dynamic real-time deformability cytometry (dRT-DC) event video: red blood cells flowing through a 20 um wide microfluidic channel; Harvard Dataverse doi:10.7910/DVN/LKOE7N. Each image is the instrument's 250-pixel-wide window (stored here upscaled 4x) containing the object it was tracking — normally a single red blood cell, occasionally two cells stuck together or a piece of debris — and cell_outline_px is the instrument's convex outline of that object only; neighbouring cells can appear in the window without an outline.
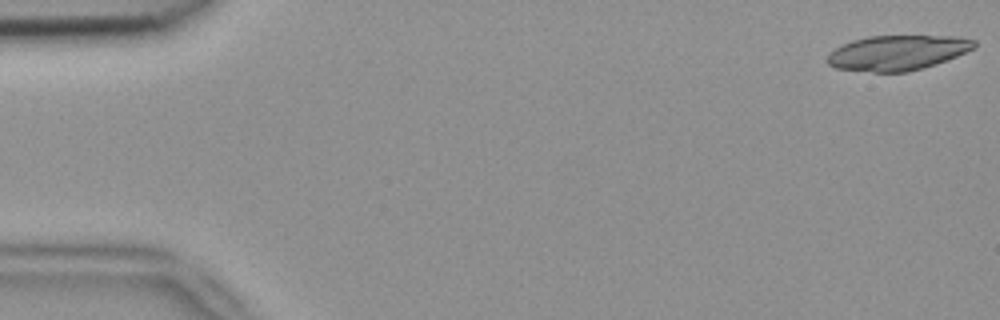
{"species": "common noctule bat (a hibernating species)", "species_latin": "Nyctalus noctula", "temperature_condition": "room temperature", "stored_images_in_passage": 6, "camera_frame_rate_fps": 3000, "um_per_image_px": 0.085, "animal": {"sex": "female", "body_mass_g": 18.4}, "frame": {"image": 1, "passage_image": 1, "time_ms": 0.0, "image_size_px": [1000, 320], "cell_outline_px": [[976, 48], [936, 64], [908, 72], [872, 72], [836, 68], [828, 64], [828, 56], [836, 48], [852, 40], [868, 36], [956, 36], [976, 40]], "centroid_in_image_um": [76.32, 4.48], "position_along_channel_um": 8.7, "area_um2": 29.82}}